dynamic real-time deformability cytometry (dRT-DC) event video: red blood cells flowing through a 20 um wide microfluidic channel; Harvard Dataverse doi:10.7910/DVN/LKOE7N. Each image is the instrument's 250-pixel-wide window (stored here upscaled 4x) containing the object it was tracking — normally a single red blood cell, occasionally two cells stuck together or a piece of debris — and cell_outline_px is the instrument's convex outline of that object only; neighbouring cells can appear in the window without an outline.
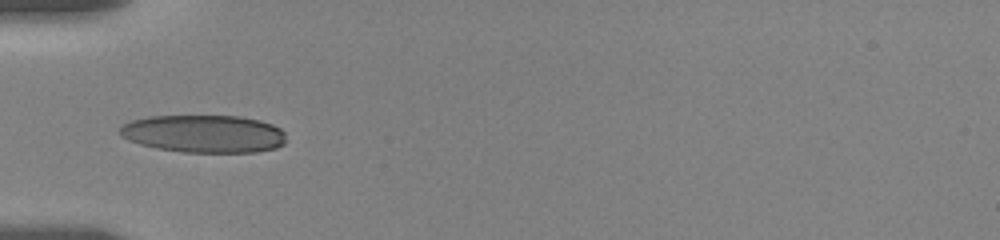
{"species": "human", "species_latin": "Homo sapiens", "temperature_condition": "room temperature", "stored_images_in_passage": 2, "camera_frame_rate_fps": 3000, "um_per_image_px": 0.085, "donor": {"sex": "female"}, "frame": {"image": 1, "passage_image": 1, "time_ms": 0.0, "image_size_px": [1000, 240], "cell_outline_px": [[284, 144], [276, 148], [256, 152], [184, 152], [156, 148], [140, 144], [128, 140], [120, 136], [120, 124], [132, 120], [148, 116], [240, 116], [260, 120], [272, 124], [280, 128], [284, 132]], "centroid_in_image_um": [17.31, 11.36], "position_along_channel_um": 67.7, "area_um2": 36.7}}